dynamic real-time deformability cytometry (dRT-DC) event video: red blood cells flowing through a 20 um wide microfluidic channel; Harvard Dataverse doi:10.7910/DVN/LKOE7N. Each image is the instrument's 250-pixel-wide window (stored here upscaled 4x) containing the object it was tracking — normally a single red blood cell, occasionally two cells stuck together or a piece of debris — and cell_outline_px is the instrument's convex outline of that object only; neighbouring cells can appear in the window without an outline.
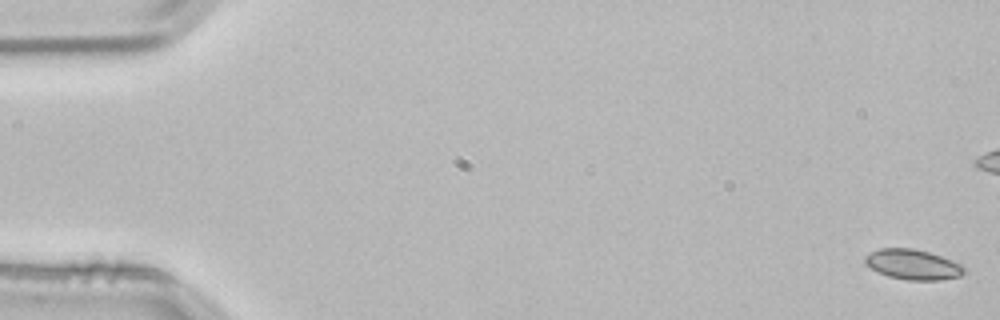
{"species": "common noctule bat (a hibernating species)", "species_latin": "Nyctalus noctula", "temperature_condition": "room temperature", "stored_images_in_passage": 55, "camera_frame_rate_fps": 3000, "um_per_image_px": 0.085, "animal": {"sex": "male", "body_mass_g": 21.5, "forearm_length_mm": 52.0}, "frame": {"image": 1, "passage_image": 1, "time_ms": 0.0, "image_size_px": [1000, 320], "cell_outline_px": [[968, 272], [960, 276], [940, 280], [908, 280], [888, 276], [864, 264], [864, 256], [880, 248], [912, 248], [928, 252], [964, 264]], "centroid_in_image_um": [77.65, 22.48], "position_along_channel_um": 7.4, "area_um2": 17.51}}
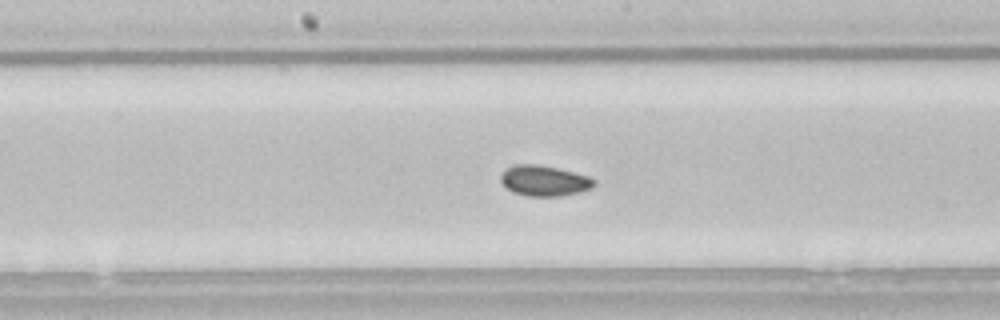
{"frame": {"image": 2, "passage_image": 28, "time_ms": 9.0, "image_size_px": [1000, 320], "cell_outline_px": [[596, 184], [592, 188], [580, 192], [560, 196], [528, 196], [512, 192], [500, 180], [500, 176], [508, 168], [516, 164], [536, 164], [556, 168], [588, 176], [596, 180]], "centroid_in_image_um": [46.29, 15.37], "position_along_channel_um": 201.9, "area_um2": 16.47}}
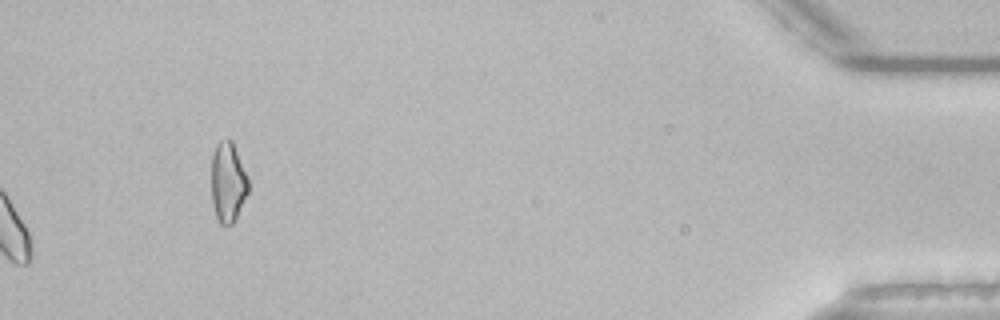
{"frame": {"image": 3, "passage_image": 55, "time_ms": 18.0, "image_size_px": [1000, 320], "cell_outline_px": [[248, 192], [236, 220], [232, 224], [224, 228], [220, 224], [216, 216], [212, 204], [212, 156], [216, 144], [220, 140], [232, 140], [248, 180]], "centroid_in_image_um": [19.36, 15.55], "position_along_channel_um": 415.8, "area_um2": 17.22}, "authors_computed_cell_mechanics": {"area_um2": 16.4152, "velocity_mm_per_s": 3.7993, "shape_relaxation_time_tau1_ms": 6.3247, "shape_relaxation_time_tau2_ms": 3.6918, "deformation_change_tau1": 0.0514, "deformation_change_tau2": 0.0457}}